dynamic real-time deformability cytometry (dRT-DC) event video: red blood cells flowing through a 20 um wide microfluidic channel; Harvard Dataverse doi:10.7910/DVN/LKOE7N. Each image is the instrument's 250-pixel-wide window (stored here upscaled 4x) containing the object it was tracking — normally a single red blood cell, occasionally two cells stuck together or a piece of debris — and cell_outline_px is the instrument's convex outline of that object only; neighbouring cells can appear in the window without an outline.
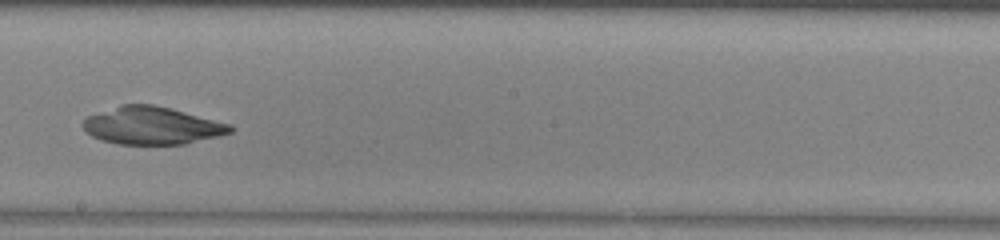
{"species": "common noctule bat (a hibernating species)", "species_latin": "Nyctalus noctula", "temperature_condition": "warm", "stored_images_in_passage": 41, "camera_frame_rate_fps": 3000, "um_per_image_px": 0.085, "animal": {"sex": "male", "body_mass_g": 13.0, "forearm_length_mm": 53.1}, "frame": {"image": 1, "passage_image": 19, "time_ms": 6.0, "image_size_px": [1000, 240], "cell_outline_px": [[236, 128], [232, 132], [220, 136], [184, 144], [116, 144], [100, 140], [92, 136], [80, 124], [88, 116], [120, 104], [152, 104], [232, 124]], "centroid_in_image_um": [12.93, 10.68], "position_along_channel_um": 235.3, "area_um2": 32.25}}
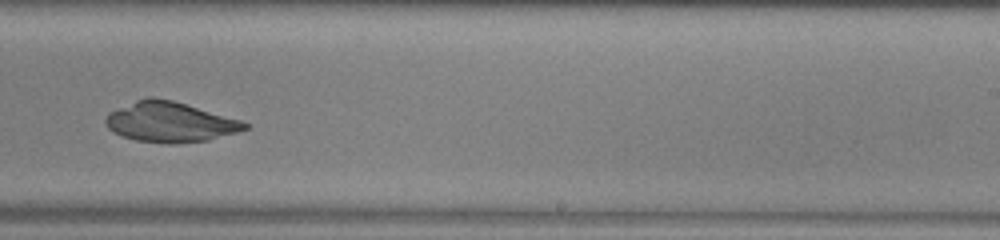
{"frame": {"image": 2, "passage_image": 22, "time_ms": 7.0, "image_size_px": [1000, 240], "cell_outline_px": [[248, 128], [236, 132], [208, 140], [176, 144], [168, 144], [136, 140], [120, 136], [112, 132], [108, 128], [104, 120], [108, 112], [136, 100], [148, 96], [152, 96], [172, 100], [240, 120], [248, 124]], "centroid_in_image_um": [14.39, 10.38], "position_along_channel_um": 274.6, "area_um2": 32.48}}